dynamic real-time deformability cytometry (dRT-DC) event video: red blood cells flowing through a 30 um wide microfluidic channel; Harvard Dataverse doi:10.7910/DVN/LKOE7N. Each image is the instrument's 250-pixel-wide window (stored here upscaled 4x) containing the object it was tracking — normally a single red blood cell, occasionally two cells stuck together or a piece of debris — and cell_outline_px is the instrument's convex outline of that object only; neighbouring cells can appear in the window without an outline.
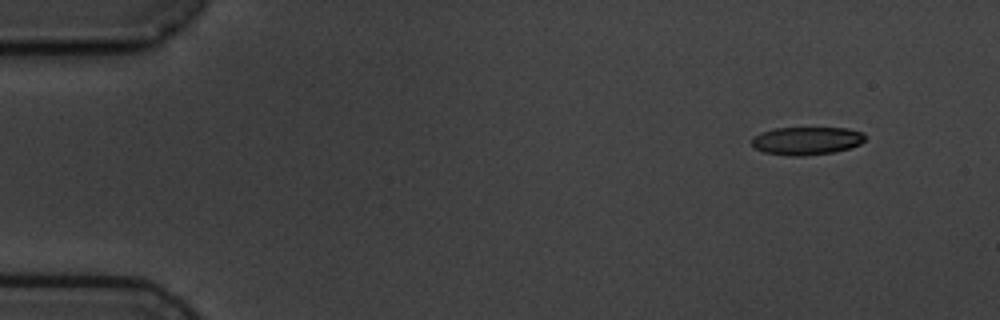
{"species": "common noctule bat (a hibernating species)", "species_latin": "Nyctalus noctula", "temperature_condition": "cold", "stored_images_in_passage": 14, "camera_frame_rate_fps": 3000, "um_per_image_px": 0.085, "animal": {"sex": "male", "body_mass_g": 19.5, "forearm_length_mm": 54.6}, "frame": {"image": 1, "passage_image": 1, "time_ms": 0.0, "image_size_px": [1000, 320], "cell_outline_px": [[864, 140], [860, 144], [848, 148], [832, 152], [804, 156], [788, 156], [764, 152], [756, 148], [752, 144], [752, 136], [760, 132], [776, 128], [848, 128], [864, 132]], "centroid_in_image_um": [68.54, 11.96], "position_along_channel_um": 16.5, "area_um2": 18.5}}
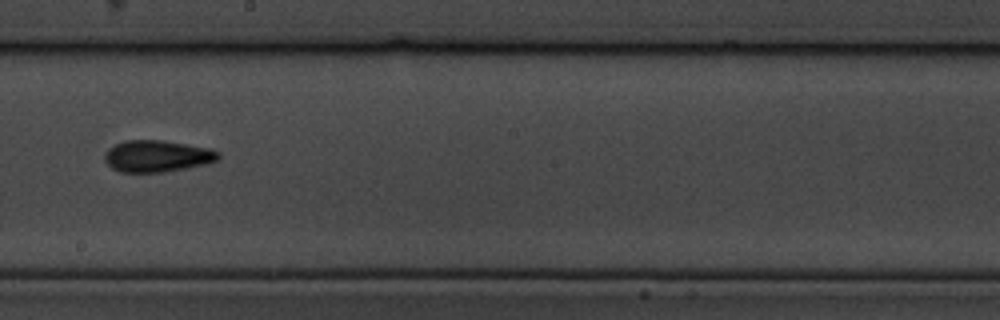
{"frame": {"image": 2, "passage_image": 8, "time_ms": 9.0, "image_size_px": [1000, 320], "cell_outline_px": [[220, 156], [216, 160], [204, 164], [164, 172], [120, 172], [112, 168], [104, 160], [104, 156], [108, 148], [124, 140], [164, 140], [208, 148], [220, 152]], "centroid_in_image_um": [13.32, 13.26], "position_along_channel_um": 234.9, "area_um2": 20.87}}
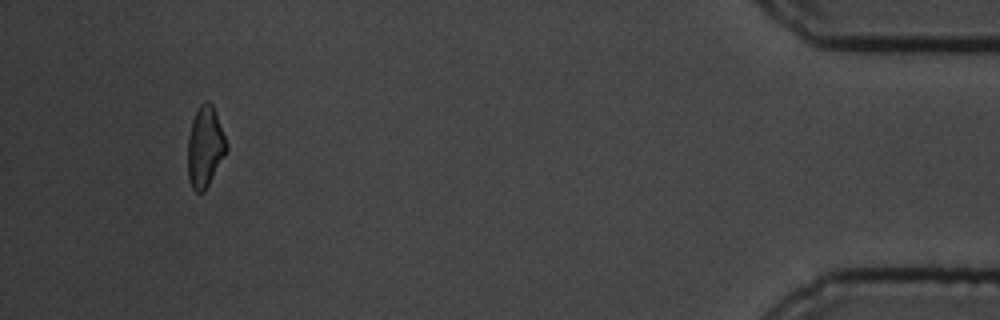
{"frame": {"image": 3, "passage_image": 13, "time_ms": 16.0, "image_size_px": [1000, 320], "cell_outline_px": [[228, 148], [224, 156], [204, 192], [196, 192], [192, 188], [188, 176], [188, 136], [192, 120], [200, 104], [204, 100], [208, 100], [212, 104], [216, 112], [228, 144]], "centroid_in_image_um": [17.43, 12.45], "position_along_channel_um": 417.8, "area_um2": 18.21}, "authors_computed_cell_mechanics": {"area_um2": 19.7965, "velocity_mm_per_s": 3.585, "shape_relaxation_time_tau1_ms": 4.3748, "shape_relaxation_time_tau2_ms": 9.5975, "deformation_change_tau1": 0.1015, "deformation_change_tau2": 0.1453}}